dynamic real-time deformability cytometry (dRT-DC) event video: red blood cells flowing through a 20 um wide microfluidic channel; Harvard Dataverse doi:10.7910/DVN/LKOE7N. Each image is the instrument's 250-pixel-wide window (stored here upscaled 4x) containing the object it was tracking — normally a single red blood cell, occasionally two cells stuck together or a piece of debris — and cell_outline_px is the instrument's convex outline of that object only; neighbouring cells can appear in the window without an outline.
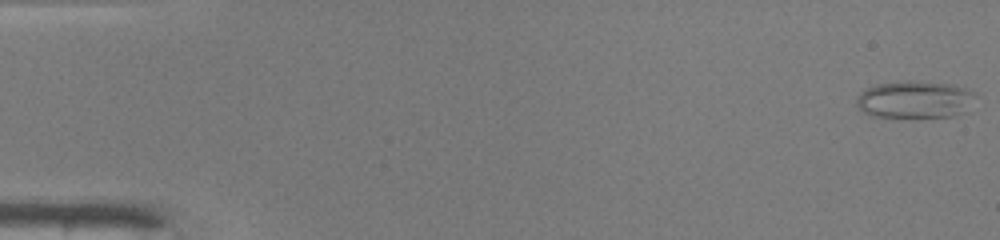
{"species": "common noctule bat (a hibernating species)", "species_latin": "Nyctalus noctula", "temperature_condition": "warm", "stored_images_in_passage": 11, "camera_frame_rate_fps": 3000, "um_per_image_px": 0.085, "animal": {"sex": "male", "body_mass_g": 19.0, "forearm_length_mm": 50.8}, "frame": {"image": 1, "passage_image": 1, "time_ms": 0.0, "image_size_px": [1000, 240], "cell_outline_px": [[972, 92], [960, 112], [948, 116], [876, 116], [864, 112], [856, 104], [856, 100], [860, 92], [868, 88], [880, 84], [912, 80], [956, 84], [968, 88]], "centroid_in_image_um": [77.65, 8.42], "position_along_channel_um": 7.3, "area_um2": 24.68}}